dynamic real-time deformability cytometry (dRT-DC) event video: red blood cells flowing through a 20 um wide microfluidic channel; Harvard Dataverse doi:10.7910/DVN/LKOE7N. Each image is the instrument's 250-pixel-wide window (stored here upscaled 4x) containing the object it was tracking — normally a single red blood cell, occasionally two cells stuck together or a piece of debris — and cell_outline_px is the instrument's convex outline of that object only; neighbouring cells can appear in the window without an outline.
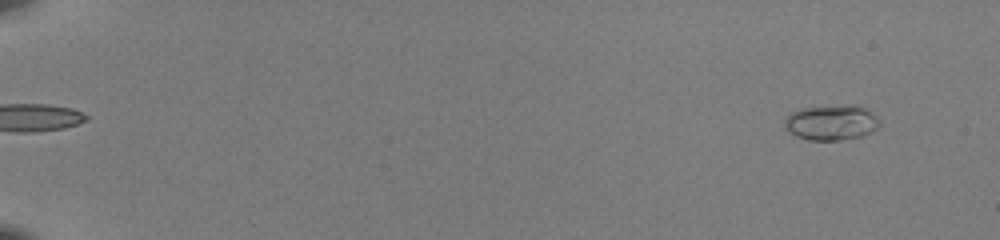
{"species": "common noctule bat (a hibernating species)", "species_latin": "Nyctalus noctula", "temperature_condition": "room temperature", "stored_images_in_passage": 53, "camera_frame_rate_fps": 3000, "um_per_image_px": 0.085, "animal": {"sex": "female", "body_mass_g": 22.0, "forearm_length_mm": 56.7}, "frame": {"image": 1, "passage_image": 4, "time_ms": 1.0, "image_size_px": [1000, 240], "cell_outline_px": [[880, 124], [876, 128], [860, 136], [840, 140], [808, 140], [796, 136], [788, 132], [784, 128], [784, 120], [792, 112], [800, 108], [864, 108], [876, 116], [880, 120]], "centroid_in_image_um": [70.59, 10.48], "position_along_channel_um": 14.4, "area_um2": 18.55}}
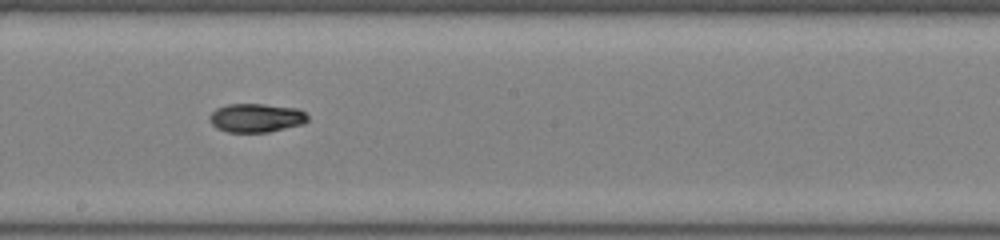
{"frame": {"image": 2, "passage_image": 33, "time_ms": 10.667, "image_size_px": [1000, 240], "cell_outline_px": [[308, 120], [304, 124], [268, 132], [228, 132], [216, 128], [208, 120], [208, 116], [216, 108], [228, 104], [264, 104], [300, 108], [308, 116]], "centroid_in_image_um": [21.78, 10.01], "position_along_channel_um": 226.4, "area_um2": 16.65}}
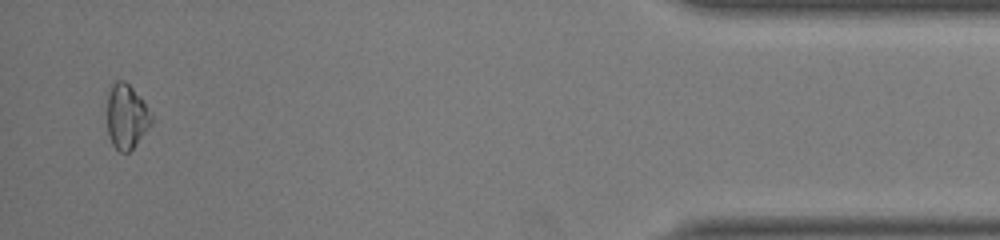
{"frame": {"image": 3, "passage_image": 52, "time_ms": 17.0, "image_size_px": [1000, 240], "cell_outline_px": [[152, 124], [136, 144], [128, 152], [120, 152], [112, 144], [108, 136], [108, 92], [112, 84], [116, 80], [124, 80], [132, 88], [144, 104], [152, 116]], "centroid_in_image_um": [10.73, 9.92], "position_along_channel_um": 424.5, "area_um2": 16.36}, "authors_computed_cell_mechanics": {"area_um2": 16.6464, "velocity_mm_per_s": 4.014, "shape_relaxation_time_tau1_ms": 6.2539, "shape_relaxation_time_tau2_ms": 3.4274, "deformation_change_tau1": 0.1732, "deformation_change_tau2": 0.0523}}